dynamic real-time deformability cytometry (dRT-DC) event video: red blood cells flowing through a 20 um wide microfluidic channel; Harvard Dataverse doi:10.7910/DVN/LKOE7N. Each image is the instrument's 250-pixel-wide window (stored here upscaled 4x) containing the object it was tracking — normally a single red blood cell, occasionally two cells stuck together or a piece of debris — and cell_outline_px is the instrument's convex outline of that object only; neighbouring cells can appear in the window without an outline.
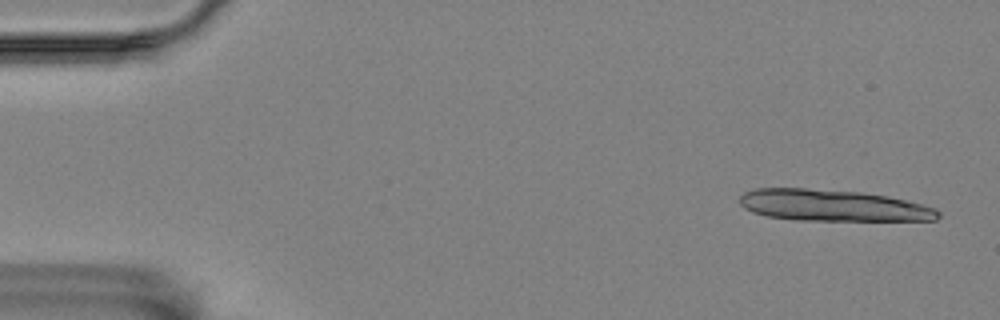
{"species": "Egyptian fruit bat (a non-hibernating species)", "species_latin": "Rousettus aegyptiacus", "temperature_condition": "room temperature", "stored_images_in_passage": 13, "camera_frame_rate_fps": 3000, "um_per_image_px": 0.085, "animal": {"sex": "female"}, "frame": {"image": 1, "passage_image": 2, "time_ms": 0.333, "image_size_px": [1000, 320], "cell_outline_px": [[940, 216], [936, 220], [796, 220], [768, 216], [752, 212], [744, 208], [740, 204], [740, 196], [744, 192], [756, 188], [808, 188], [860, 192], [888, 196], [936, 208], [940, 212]], "centroid_in_image_um": [70.76, 17.46], "position_along_channel_um": 14.2, "area_um2": 36.3}}